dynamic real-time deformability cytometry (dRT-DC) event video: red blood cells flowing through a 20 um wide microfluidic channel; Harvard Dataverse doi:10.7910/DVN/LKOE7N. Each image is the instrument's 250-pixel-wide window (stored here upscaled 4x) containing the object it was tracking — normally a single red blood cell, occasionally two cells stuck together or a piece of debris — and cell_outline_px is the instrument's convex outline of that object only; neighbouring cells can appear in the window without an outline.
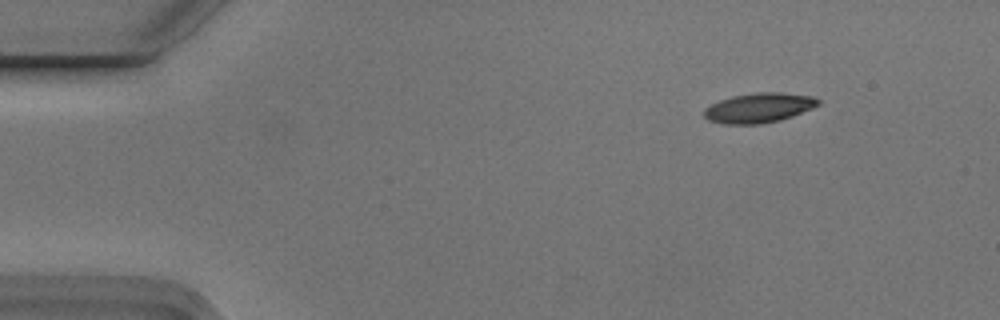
{"species": "Egyptian fruit bat (a non-hibernating species)", "species_latin": "Rousettus aegyptiacus", "temperature_condition": "cold", "stored_images_in_passage": 5, "camera_frame_rate_fps": 3000, "um_per_image_px": 0.085, "animal": {"sex": "male"}, "frame": {"image": 1, "passage_image": 2, "time_ms": 0.333, "image_size_px": [1000, 320], "cell_outline_px": [[820, 104], [812, 108], [792, 116], [780, 120], [760, 124], [724, 124], [708, 120], [704, 116], [704, 108], [720, 100], [732, 96], [756, 92], [780, 92], [812, 96], [820, 100]], "centroid_in_image_um": [64.5, 9.16], "position_along_channel_um": 20.5, "area_um2": 19.77}}
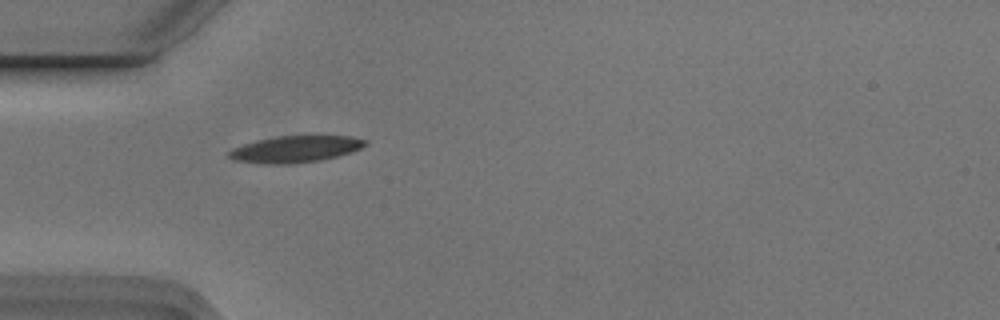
{"frame": {"image": 2, "passage_image": 4, "time_ms": 1.0, "image_size_px": [1000, 320], "cell_outline_px": [[368, 144], [352, 152], [320, 160], [288, 164], [272, 164], [236, 160], [228, 156], [228, 152], [232, 148], [256, 140], [276, 136], [348, 136], [368, 140]], "centroid_in_image_um": [25.13, 12.66], "position_along_channel_um": 59.9, "area_um2": 20.92}}
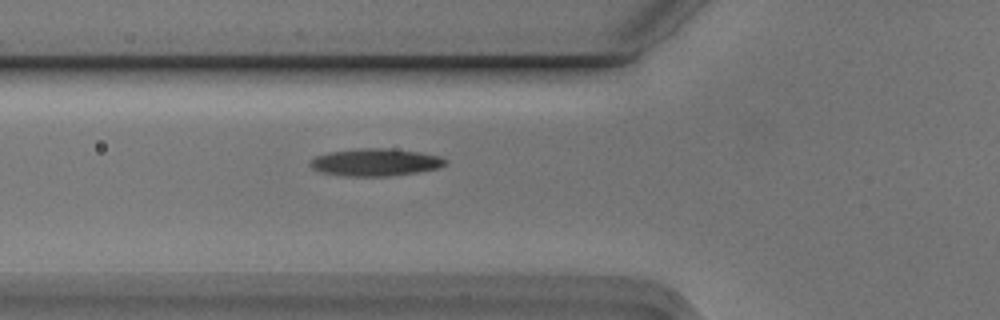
{"frame": {"image": 3, "passage_image": 5, "time_ms": 1.333, "image_size_px": [1000, 320], "cell_outline_px": [[448, 164], [436, 168], [416, 172], [388, 176], [348, 176], [320, 172], [312, 168], [308, 164], [308, 160], [316, 156], [328, 152], [356, 148], [388, 148], [420, 152], [440, 156], [448, 160]], "centroid_in_image_um": [31.88, 13.78], "position_along_channel_um": 93.9, "area_um2": 21.73}}